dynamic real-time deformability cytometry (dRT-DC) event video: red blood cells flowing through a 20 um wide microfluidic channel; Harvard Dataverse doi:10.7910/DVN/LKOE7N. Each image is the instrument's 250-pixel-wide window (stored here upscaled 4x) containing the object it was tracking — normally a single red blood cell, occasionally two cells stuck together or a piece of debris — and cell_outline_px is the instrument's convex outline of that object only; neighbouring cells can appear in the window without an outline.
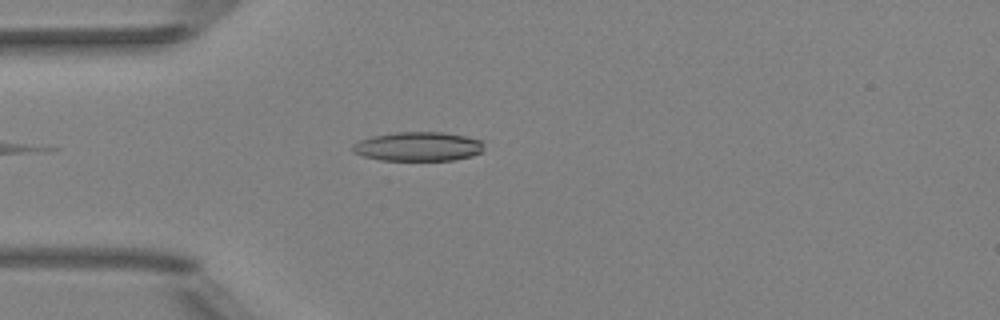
{"species": "Egyptian fruit bat (a non-hibernating species)", "species_latin": "Rousettus aegyptiacus", "temperature_condition": "room temperature", "stored_images_in_passage": 41, "camera_frame_rate_fps": 3000, "um_per_image_px": 0.085, "animal": {"sex": "female"}, "frame": {"image": 1, "passage_image": 7, "time_ms": 2.0, "image_size_px": [1000, 320], "cell_outline_px": [[484, 144], [480, 152], [472, 156], [452, 160], [380, 160], [364, 156], [352, 152], [352, 144], [360, 140], [372, 136], [396, 132], [444, 132], [484, 140]], "centroid_in_image_um": [35.54, 12.45], "position_along_channel_um": 49.5, "area_um2": 22.37}}
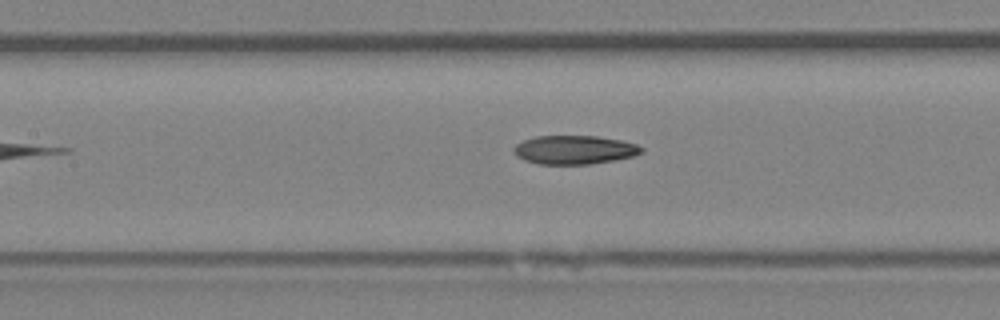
{"frame": {"image": 2, "passage_image": 16, "time_ms": 5.0, "image_size_px": [1000, 320], "cell_outline_px": [[644, 152], [632, 156], [616, 160], [588, 164], [536, 164], [524, 160], [516, 156], [512, 148], [516, 144], [524, 140], [536, 136], [596, 136], [620, 140], [636, 144], [644, 148]], "centroid_in_image_um": [48.81, 12.74], "position_along_channel_um": 158.6, "area_um2": 21.44}}
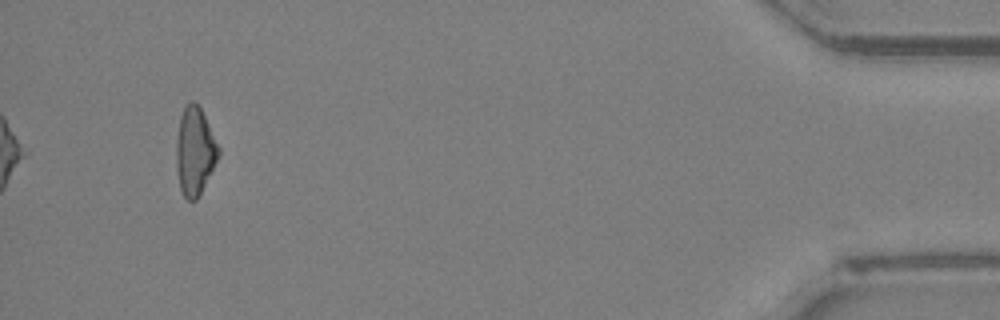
{"frame": {"image": 3, "passage_image": 41, "time_ms": 13.333, "image_size_px": [1000, 320], "cell_outline_px": [[220, 156], [196, 200], [188, 200], [184, 196], [180, 188], [176, 168], [176, 140], [180, 116], [184, 108], [192, 100], [200, 108], [220, 148]], "centroid_in_image_um": [16.55, 12.87], "position_along_channel_um": 418.6, "area_um2": 21.39}, "authors_computed_cell_mechanics": {"area_um2": 21.4438, "velocity_mm_per_s": 4.0272, "shape_relaxation_time_tau1_ms": null, "shape_relaxation_time_tau2_ms": 9.8905, "deformation_change_tau1": null, "deformation_change_tau2": 0.2036}}